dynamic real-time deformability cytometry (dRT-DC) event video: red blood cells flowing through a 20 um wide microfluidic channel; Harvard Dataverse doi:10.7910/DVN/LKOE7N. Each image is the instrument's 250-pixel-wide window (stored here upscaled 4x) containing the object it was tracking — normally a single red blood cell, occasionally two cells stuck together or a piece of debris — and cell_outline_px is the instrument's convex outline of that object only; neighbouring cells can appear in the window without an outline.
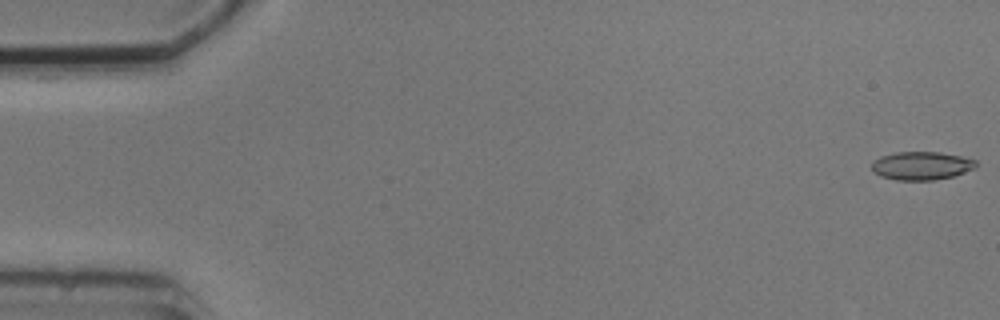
{"species": "common noctule bat (a hibernating species)", "species_latin": "Nyctalus noctula", "temperature_condition": "cold", "stored_images_in_passage": 6, "camera_frame_rate_fps": 3000, "um_per_image_px": 0.085, "animal": {"sex": "male", "body_mass_g": 20.5, "forearm_length_mm": 52.5}, "frame": {"image": 1, "passage_image": 1, "time_ms": 0.0, "image_size_px": [1000, 320], "cell_outline_px": [[976, 168], [952, 176], [932, 180], [896, 180], [880, 176], [872, 172], [872, 160], [880, 156], [896, 152], [940, 152], [960, 156], [976, 160]], "centroid_in_image_um": [78.28, 14.08], "position_along_channel_um": 6.7, "area_um2": 17.22}}